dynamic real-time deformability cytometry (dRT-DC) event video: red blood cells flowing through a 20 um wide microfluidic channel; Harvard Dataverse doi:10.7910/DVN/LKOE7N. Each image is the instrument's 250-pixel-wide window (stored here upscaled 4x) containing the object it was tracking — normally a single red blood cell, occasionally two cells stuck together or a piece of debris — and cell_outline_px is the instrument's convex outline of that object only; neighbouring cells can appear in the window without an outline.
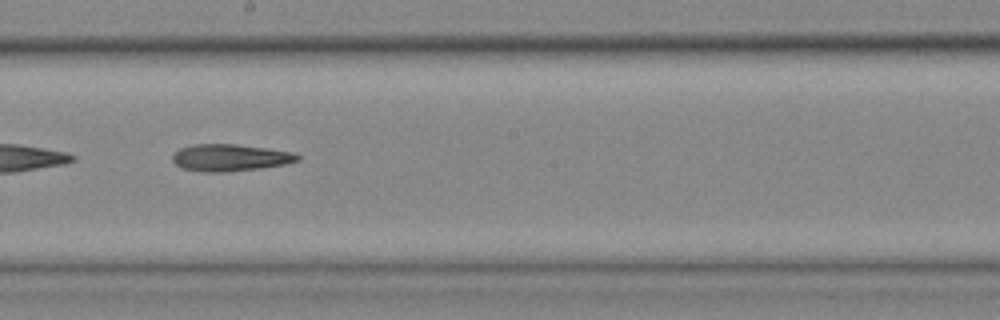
{"species": "common noctule bat (a hibernating species)", "species_latin": "Nyctalus noctula", "temperature_condition": "cold", "stored_images_in_passage": 25, "camera_frame_rate_fps": 3000, "um_per_image_px": 0.085, "animal": {"sex": "female", "body_mass_g": 25.1}, "frame": {"image": 1, "passage_image": 15, "time_ms": 4.667, "image_size_px": [1000, 320], "cell_outline_px": [[300, 160], [284, 164], [260, 168], [224, 172], [204, 172], [180, 168], [172, 160], [172, 156], [180, 148], [196, 144], [236, 144], [268, 148], [292, 152], [300, 156]], "centroid_in_image_um": [19.55, 13.4], "position_along_channel_um": 228.7, "area_um2": 19.59}}
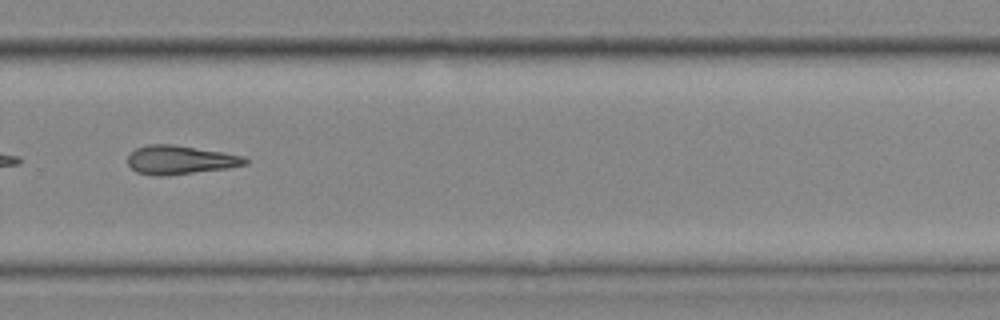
{"frame": {"image": 2, "passage_image": 22, "time_ms": 7.0, "image_size_px": [1000, 320], "cell_outline_px": [[248, 164], [228, 168], [164, 176], [152, 176], [136, 172], [128, 164], [128, 156], [136, 148], [148, 144], [172, 144], [224, 152], [244, 156], [248, 160]], "centroid_in_image_um": [15.31, 13.59], "position_along_channel_um": 314.5, "area_um2": 19.77}}